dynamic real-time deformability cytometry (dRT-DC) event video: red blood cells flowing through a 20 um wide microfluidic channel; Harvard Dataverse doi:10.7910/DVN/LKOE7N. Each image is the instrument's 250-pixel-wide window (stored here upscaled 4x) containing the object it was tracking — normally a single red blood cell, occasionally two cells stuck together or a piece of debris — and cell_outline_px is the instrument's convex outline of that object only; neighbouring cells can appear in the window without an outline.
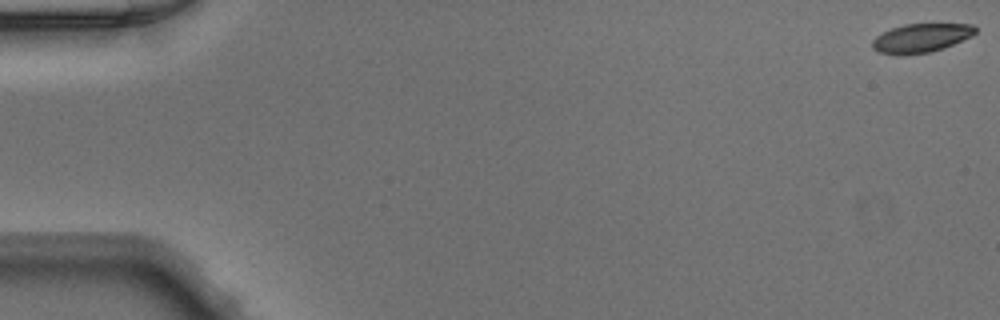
{"species": "Egyptian fruit bat (a non-hibernating species)", "species_latin": "Rousettus aegyptiacus", "temperature_condition": "warm", "stored_images_in_passage": 50, "camera_frame_rate_fps": 3000, "um_per_image_px": 0.085, "animal": {"sex": "male"}, "frame": {"image": 1, "passage_image": 1, "time_ms": 0.0, "image_size_px": [1000, 320], "cell_outline_px": [[976, 32], [972, 36], [944, 48], [928, 52], [900, 56], [880, 52], [872, 48], [872, 40], [876, 36], [892, 28], [904, 24], [972, 24], [976, 28]], "centroid_in_image_um": [78.28, 3.24], "position_along_channel_um": 6.7, "area_um2": 17.28}}
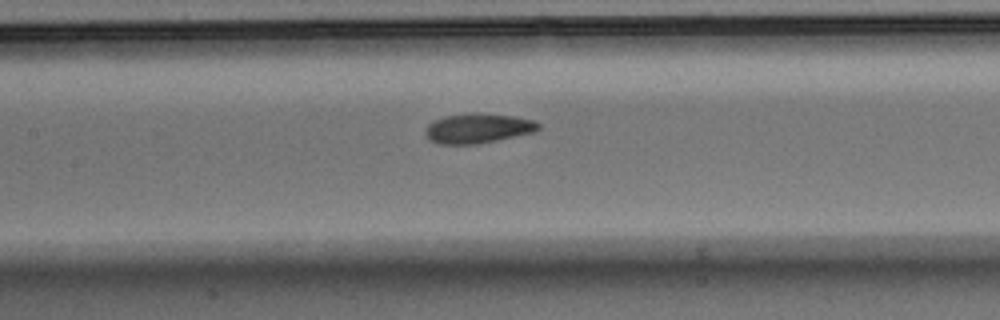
{"frame": {"image": 2, "passage_image": 24, "time_ms": 7.667, "image_size_px": [1000, 320], "cell_outline_px": [[540, 128], [536, 132], [480, 144], [436, 144], [428, 140], [424, 132], [428, 124], [432, 120], [444, 116], [516, 116], [536, 120], [540, 124]], "centroid_in_image_um": [40.63, 10.97], "position_along_channel_um": 166.8, "area_um2": 19.13}}
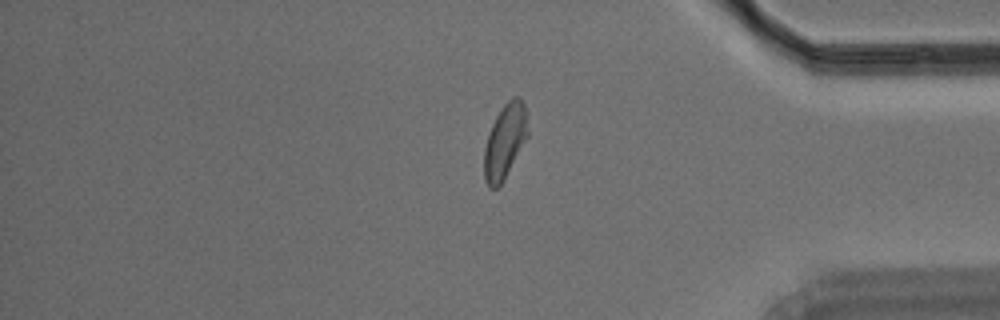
{"frame": {"image": 3, "passage_image": 42, "time_ms": 13.667, "image_size_px": [1000, 320], "cell_outline_px": [[528, 136], [504, 180], [496, 188], [488, 188], [484, 180], [484, 148], [488, 132], [496, 116], [504, 104], [512, 96], [520, 96], [524, 104], [528, 132]], "centroid_in_image_um": [42.9, 12.01], "position_along_channel_um": 392.3, "area_um2": 19.02}}